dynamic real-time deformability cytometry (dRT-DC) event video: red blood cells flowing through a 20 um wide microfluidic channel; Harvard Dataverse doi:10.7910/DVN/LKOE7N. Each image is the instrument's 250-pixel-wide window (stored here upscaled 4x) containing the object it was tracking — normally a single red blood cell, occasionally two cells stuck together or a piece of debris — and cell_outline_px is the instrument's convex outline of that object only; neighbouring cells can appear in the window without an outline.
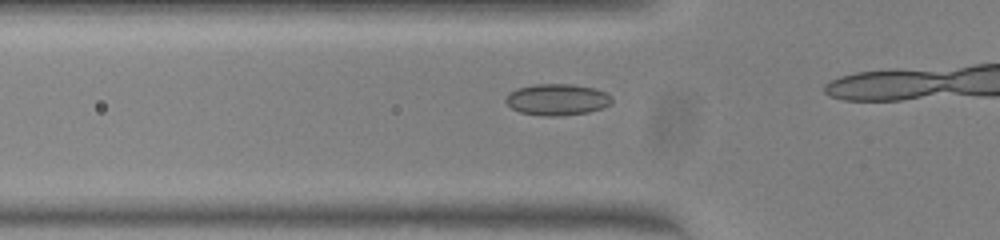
{"species": "common noctule bat (a hibernating species)", "species_latin": "Nyctalus noctula", "temperature_condition": "warm", "stored_images_in_passage": 15, "camera_frame_rate_fps": 3000, "um_per_image_px": 0.085, "animal": {"sex": "female", "body_mass_g": 23.0, "forearm_length_mm": 53.4}, "frame": {"image": 1, "passage_image": 11, "time_ms": 3.333, "image_size_px": [1000, 240], "cell_outline_px": [[612, 104], [588, 112], [560, 116], [544, 116], [520, 112], [512, 108], [504, 100], [508, 92], [516, 88], [532, 84], [572, 84], [592, 88], [604, 92], [612, 96]], "centroid_in_image_um": [47.32, 8.46], "position_along_channel_um": 78.5, "area_um2": 19.48}}